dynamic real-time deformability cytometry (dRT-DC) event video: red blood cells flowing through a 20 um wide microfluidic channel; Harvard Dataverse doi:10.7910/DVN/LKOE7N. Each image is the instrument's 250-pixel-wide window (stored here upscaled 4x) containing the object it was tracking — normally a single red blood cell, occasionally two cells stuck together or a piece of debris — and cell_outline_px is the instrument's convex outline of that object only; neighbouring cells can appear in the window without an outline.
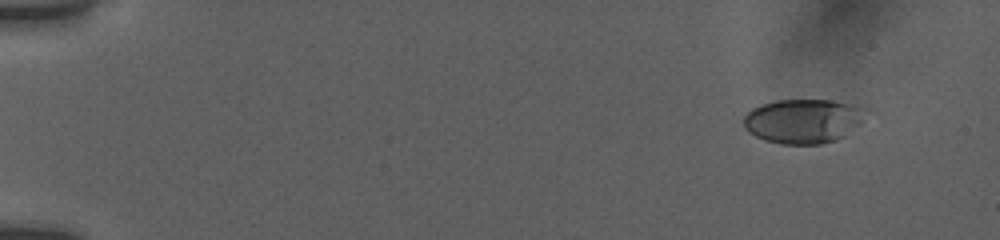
{"species": "human", "species_latin": "Homo sapiens", "temperature_condition": "room temperature", "stored_images_in_passage": 5, "camera_frame_rate_fps": 3000, "um_per_image_px": 0.085, "donor": {"sex": "female"}, "frame": {"image": 1, "passage_image": 1, "time_ms": 0.0, "image_size_px": [1000, 240], "cell_outline_px": [[868, 108], [864, 120], [860, 124], [844, 136], [836, 140], [820, 144], [780, 144], [764, 140], [748, 132], [744, 128], [744, 116], [752, 108], [776, 100], [832, 100]], "centroid_in_image_um": [68.29, 10.29], "position_along_channel_um": 16.7, "area_um2": 31.73}}
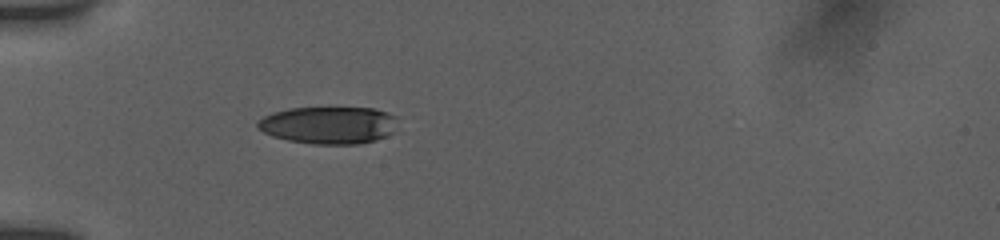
{"frame": {"image": 2, "passage_image": 5, "time_ms": 4.333, "image_size_px": [1000, 240], "cell_outline_px": [[396, 132], [376, 140], [360, 144], [312, 144], [288, 140], [272, 136], [264, 132], [256, 124], [264, 116], [272, 112], [288, 108], [376, 108], [388, 112], [396, 116]], "centroid_in_image_um": [27.99, 10.63], "position_along_channel_um": 57.0, "area_um2": 30.69}}